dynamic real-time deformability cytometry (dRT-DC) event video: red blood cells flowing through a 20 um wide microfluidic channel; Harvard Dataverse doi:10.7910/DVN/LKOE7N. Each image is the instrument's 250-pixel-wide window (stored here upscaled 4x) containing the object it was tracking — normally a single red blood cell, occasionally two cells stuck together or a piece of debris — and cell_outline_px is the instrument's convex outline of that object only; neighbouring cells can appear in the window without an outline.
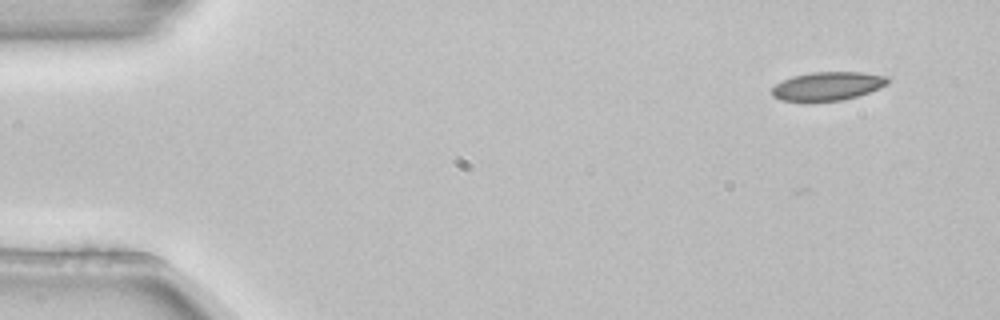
{"species": "common noctule bat (a hibernating species)", "species_latin": "Nyctalus noctula", "temperature_condition": "room temperature", "stored_images_in_passage": 4, "camera_frame_rate_fps": 3000, "um_per_image_px": 0.085, "animal": {"sex": "female", "body_mass_g": 22.7, "forearm_length_mm": 54.2}, "frame": {"image": 1, "passage_image": 2, "time_ms": 0.333, "image_size_px": [1000, 320], "cell_outline_px": [[892, 80], [888, 84], [880, 88], [856, 96], [840, 100], [804, 104], [780, 100], [772, 96], [772, 88], [776, 84], [792, 76], [812, 72], [860, 72], [888, 76]], "centroid_in_image_um": [70.32, 7.35], "position_along_channel_um": 14.7, "area_um2": 19.88}}